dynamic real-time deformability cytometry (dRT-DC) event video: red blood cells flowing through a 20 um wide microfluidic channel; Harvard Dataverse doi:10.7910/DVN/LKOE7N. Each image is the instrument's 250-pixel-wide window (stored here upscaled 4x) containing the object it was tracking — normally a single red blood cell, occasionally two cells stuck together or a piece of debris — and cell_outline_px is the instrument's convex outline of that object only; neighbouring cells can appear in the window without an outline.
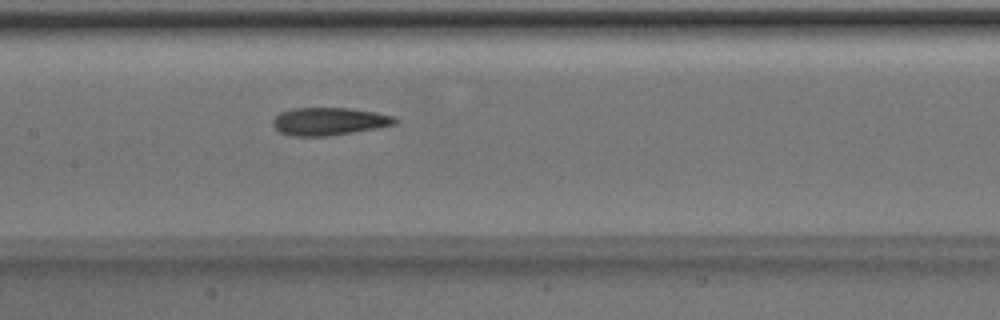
{"species": "Egyptian fruit bat (a non-hibernating species)", "species_latin": "Rousettus aegyptiacus", "temperature_condition": "room temperature", "stored_images_in_passage": 51, "camera_frame_rate_fps": 3000, "um_per_image_px": 0.085, "animal": {"sex": "male"}, "frame": {"image": 1, "passage_image": 25, "time_ms": 8.0, "image_size_px": [1000, 320], "cell_outline_px": [[396, 124], [376, 128], [328, 136], [292, 136], [280, 132], [272, 124], [272, 120], [280, 112], [292, 108], [348, 108], [376, 112], [392, 116], [396, 120]], "centroid_in_image_um": [27.93, 10.31], "position_along_channel_um": 179.5, "area_um2": 19.59}}
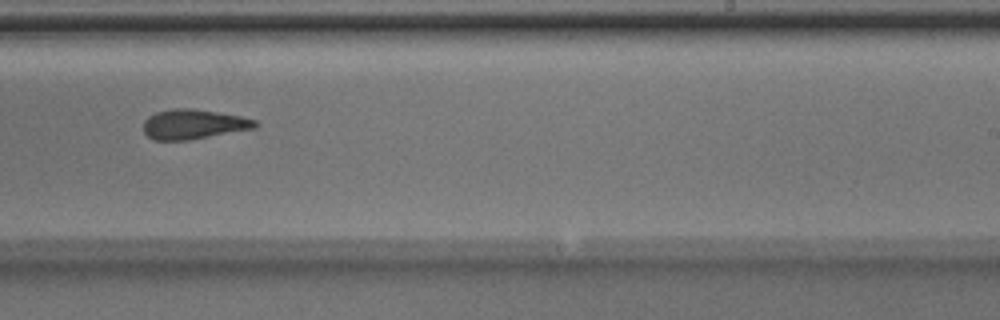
{"frame": {"image": 2, "passage_image": 32, "time_ms": 10.333, "image_size_px": [1000, 320], "cell_outline_px": [[260, 124], [256, 128], [188, 140], [152, 140], [144, 132], [144, 120], [148, 116], [156, 112], [172, 108], [188, 108], [216, 112], [240, 116], [256, 120]], "centroid_in_image_um": [16.44, 10.56], "position_along_channel_um": 272.6, "area_um2": 19.36}}
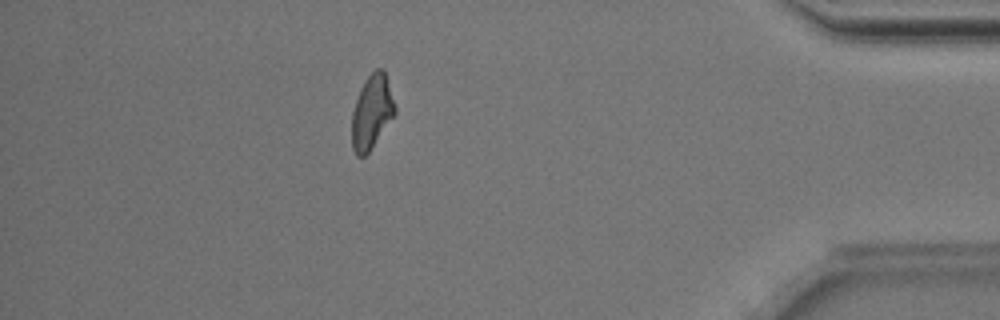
{"frame": {"image": 3, "passage_image": 45, "time_ms": 14.667, "image_size_px": [1000, 320], "cell_outline_px": [[396, 112], [368, 152], [364, 156], [356, 156], [352, 148], [352, 112], [360, 88], [368, 76], [376, 68], [380, 68], [384, 72], [396, 108]], "centroid_in_image_um": [31.58, 9.53], "position_along_channel_um": 403.6, "area_um2": 18.09}, "authors_computed_cell_mechanics": {"area_um2": 19.7098, "velocity_mm_per_s": 4.0143, "shape_relaxation_time_tau1_ms": 4.1669, "shape_relaxation_time_tau2_ms": 2.0516, "deformation_change_tau1": 0.1543, "deformation_change_tau2": 0.098}}